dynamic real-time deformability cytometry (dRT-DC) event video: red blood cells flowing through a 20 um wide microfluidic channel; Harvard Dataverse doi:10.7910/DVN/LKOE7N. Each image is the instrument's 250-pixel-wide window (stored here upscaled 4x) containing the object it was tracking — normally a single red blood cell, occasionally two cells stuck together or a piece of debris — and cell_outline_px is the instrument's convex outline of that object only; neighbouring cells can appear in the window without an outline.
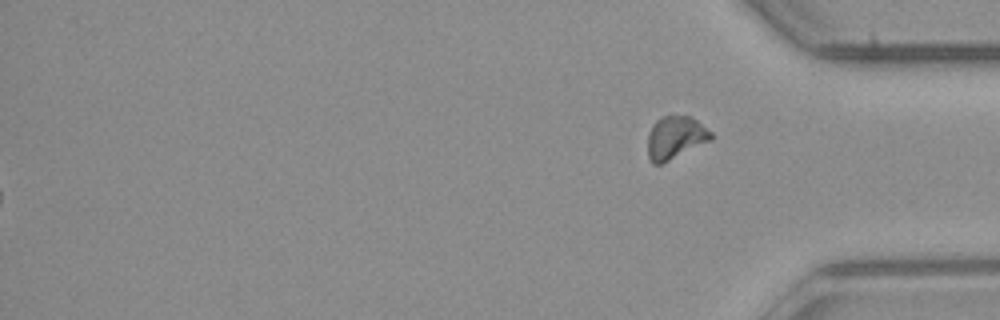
{"species": "common noctule bat (a hibernating species)", "species_latin": "Nyctalus noctula", "temperature_condition": "room temperature", "stored_images_in_passage": 53, "segment_of_instrument_passage": [2, 2], "camera_frame_rate_fps": 3000, "um_per_image_px": 0.085, "animal": {"sex": "male", "body_mass_g": 23.1, "forearm_length_mm": 52.7}, "frame": {"image": 1, "passage_image": 53, "time_ms": 17.333, "image_size_px": [1000, 320], "cell_outline_px": [[712, 140], [660, 164], [652, 164], [648, 156], [648, 132], [652, 124], [656, 120], [664, 116], [688, 116], [696, 120], [712, 132]], "centroid_in_image_um": [57.39, 11.69], "position_along_channel_um": 377.8, "area_um2": 15.66}}